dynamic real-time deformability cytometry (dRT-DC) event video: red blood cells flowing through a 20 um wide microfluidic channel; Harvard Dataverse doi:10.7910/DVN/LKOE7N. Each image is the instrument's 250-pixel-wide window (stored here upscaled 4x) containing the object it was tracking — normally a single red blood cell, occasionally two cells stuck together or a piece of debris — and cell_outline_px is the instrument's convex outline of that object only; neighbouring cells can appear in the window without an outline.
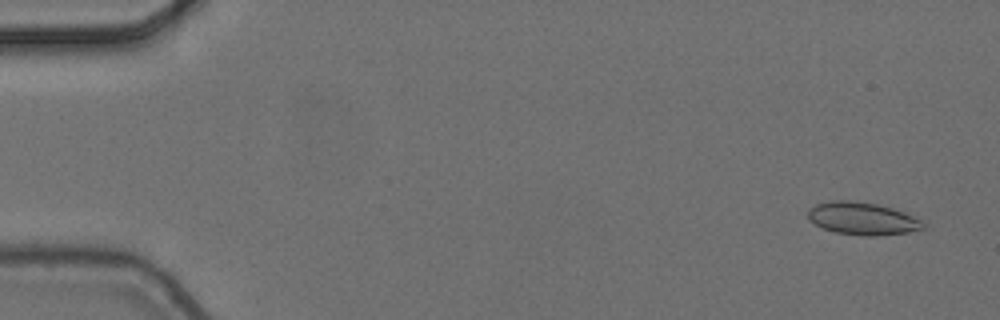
{"species": "common noctule bat (a hibernating species)", "species_latin": "Nyctalus noctula", "temperature_condition": "cold", "stored_images_in_passage": 4, "camera_frame_rate_fps": 3000, "um_per_image_px": 0.085, "animal": {"sex": "female", "body_mass_g": 24.6, "forearm_length_mm": 56.2}, "frame": {"image": 1, "passage_image": 1, "time_ms": 0.0, "image_size_px": [1000, 320], "cell_outline_px": [[924, 228], [908, 232], [876, 236], [864, 236], [836, 232], [824, 228], [808, 220], [808, 208], [816, 204], [832, 200], [848, 200], [876, 204], [892, 208], [904, 212], [924, 220]], "centroid_in_image_um": [73.31, 18.57], "position_along_channel_um": 11.7, "area_um2": 21.85}}
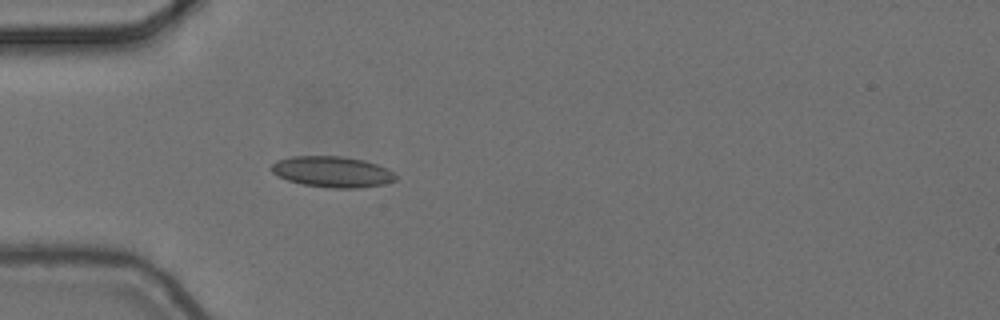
{"frame": {"image": 2, "passage_image": 4, "time_ms": 1.0, "image_size_px": [1000, 320], "cell_outline_px": [[396, 180], [384, 184], [360, 188], [332, 188], [304, 184], [288, 180], [272, 172], [268, 168], [276, 160], [292, 156], [340, 156], [364, 160], [388, 168], [396, 176]], "centroid_in_image_um": [28.24, 14.6], "position_along_channel_um": 56.8, "area_um2": 22.37}}